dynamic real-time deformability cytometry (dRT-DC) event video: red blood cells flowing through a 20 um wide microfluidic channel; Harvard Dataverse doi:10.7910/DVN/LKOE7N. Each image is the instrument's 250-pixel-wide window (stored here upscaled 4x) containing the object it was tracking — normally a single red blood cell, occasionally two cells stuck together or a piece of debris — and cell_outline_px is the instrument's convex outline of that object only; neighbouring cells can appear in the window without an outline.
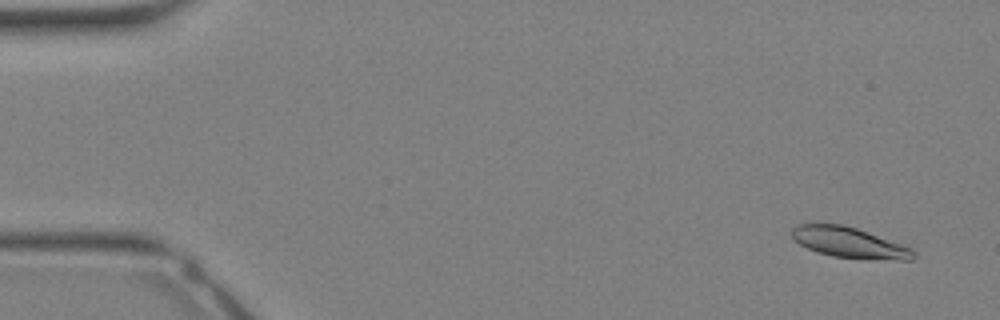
{"species": "Egyptian fruit bat (a non-hibernating species)", "species_latin": "Rousettus aegyptiacus", "temperature_condition": "warm", "stored_images_in_passage": 10, "camera_frame_rate_fps": 3000, "um_per_image_px": 0.085, "animal": {"sex": "female"}, "frame": {"image": 1, "passage_image": 2, "time_ms": 0.333, "image_size_px": [1000, 320], "cell_outline_px": [[916, 256], [912, 260], [896, 260], [832, 256], [816, 252], [800, 244], [792, 236], [792, 228], [796, 224], [844, 224], [856, 228], [912, 248], [916, 252]], "centroid_in_image_um": [72.2, 20.61], "position_along_channel_um": 12.8, "area_um2": 21.39}}
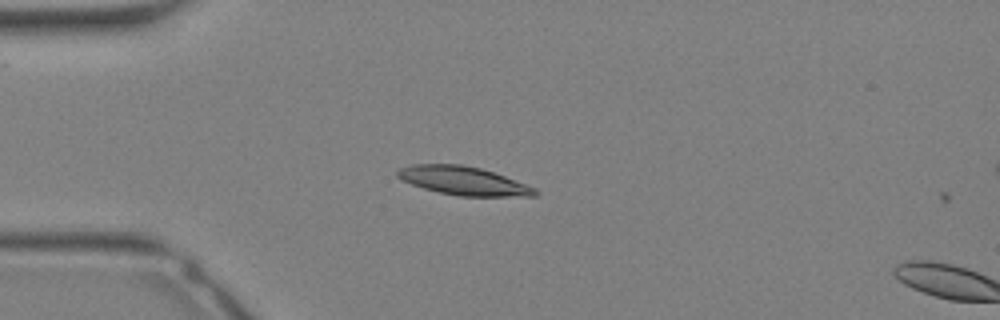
{"frame": {"image": 2, "passage_image": 9, "time_ms": 2.667, "image_size_px": [1000, 320], "cell_outline_px": [[540, 192], [536, 196], [460, 196], [440, 192], [424, 188], [400, 180], [396, 176], [396, 172], [400, 168], [412, 164], [460, 164], [480, 168], [504, 176], [536, 188]], "centroid_in_image_um": [39.38, 15.36], "position_along_channel_um": 45.6, "area_um2": 22.72}}